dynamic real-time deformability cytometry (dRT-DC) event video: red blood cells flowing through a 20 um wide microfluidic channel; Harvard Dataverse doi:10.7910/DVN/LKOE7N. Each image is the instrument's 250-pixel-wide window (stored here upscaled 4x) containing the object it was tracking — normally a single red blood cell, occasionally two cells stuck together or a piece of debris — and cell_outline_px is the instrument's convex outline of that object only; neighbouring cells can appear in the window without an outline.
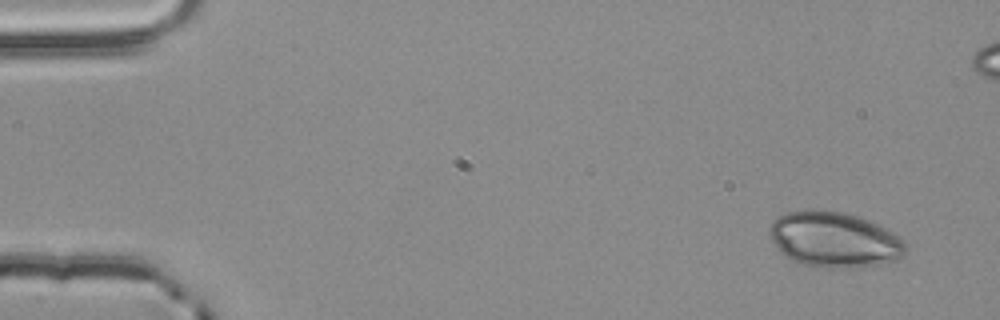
{"species": "common noctule bat (a hibernating species)", "species_latin": "Nyctalus noctula", "temperature_condition": "room temperature", "stored_images_in_passage": 4, "camera_frame_rate_fps": 3000, "um_per_image_px": 0.085, "animal": {"sex": "male", "body_mass_g": 20.4}, "frame": {"image": 1, "passage_image": 1, "time_ms": 0.0, "image_size_px": [1000, 320], "cell_outline_px": [[908, 252], [904, 256], [892, 260], [856, 268], [824, 268], [804, 264], [792, 260], [780, 252], [772, 240], [768, 232], [768, 228], [772, 220], [788, 212], [812, 208], [844, 212], [860, 216], [888, 228], [900, 236], [908, 244]], "centroid_in_image_um": [70.94, 20.34], "position_along_channel_um": 14.1, "area_um2": 44.68}}